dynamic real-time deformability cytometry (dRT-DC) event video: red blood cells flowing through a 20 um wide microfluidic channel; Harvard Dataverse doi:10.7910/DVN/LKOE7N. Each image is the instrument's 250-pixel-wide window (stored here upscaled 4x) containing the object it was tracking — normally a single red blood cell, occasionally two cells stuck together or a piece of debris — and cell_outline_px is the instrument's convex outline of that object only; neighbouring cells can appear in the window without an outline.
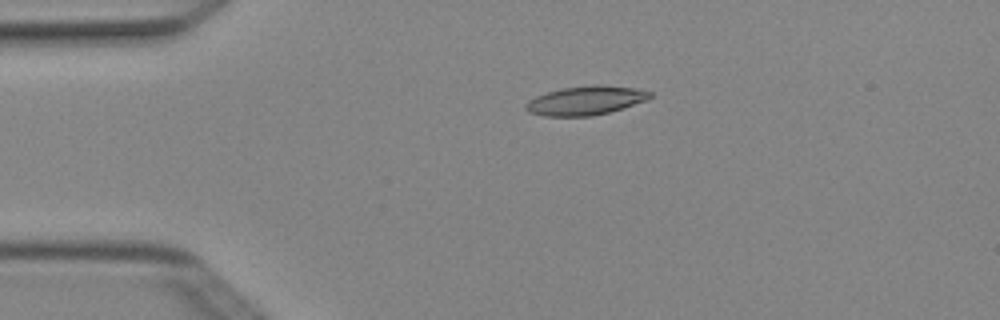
{"species": "Egyptian fruit bat (a non-hibernating species)", "species_latin": "Rousettus aegyptiacus", "temperature_condition": "cold", "stored_images_in_passage": 4, "camera_frame_rate_fps": 3000, "um_per_image_px": 0.085, "animal": {"sex": "female"}, "frame": {"image": 1, "passage_image": 3, "time_ms": 0.667, "image_size_px": [1000, 320], "cell_outline_px": [[652, 96], [648, 100], [608, 112], [592, 116], [544, 116], [528, 112], [524, 108], [524, 104], [528, 100], [536, 96], [548, 92], [564, 88], [596, 84], [600, 84], [636, 88], [652, 92]], "centroid_in_image_um": [49.77, 8.54], "position_along_channel_um": 35.2, "area_um2": 20.98}}